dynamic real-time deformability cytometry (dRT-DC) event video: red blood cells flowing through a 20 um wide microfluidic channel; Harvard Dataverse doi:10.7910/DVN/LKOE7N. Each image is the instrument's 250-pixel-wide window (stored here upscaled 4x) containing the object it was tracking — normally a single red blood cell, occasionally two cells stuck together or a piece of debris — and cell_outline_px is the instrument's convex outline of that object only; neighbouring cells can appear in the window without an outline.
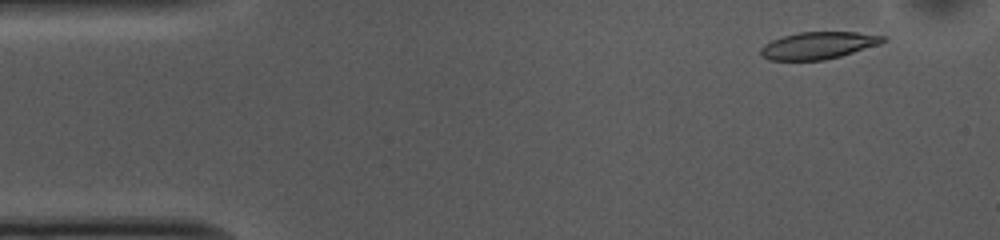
{"species": "common noctule bat (a hibernating species)", "species_latin": "Nyctalus noctula", "temperature_condition": "cold", "stored_images_in_passage": 53, "camera_frame_rate_fps": 3000, "um_per_image_px": 0.085, "animal": {"sex": "female", "body_mass_g": 10.0, "forearm_length_mm": 53.1}, "frame": {"image": 1, "passage_image": 4, "time_ms": 1.0, "image_size_px": [1000, 240], "cell_outline_px": [[888, 40], [880, 44], [840, 56], [824, 60], [768, 60], [760, 52], [760, 48], [764, 44], [772, 40], [784, 36], [800, 32], [856, 32], [884, 36]], "centroid_in_image_um": [69.56, 3.86], "position_along_channel_um": 15.4, "area_um2": 19.19}}
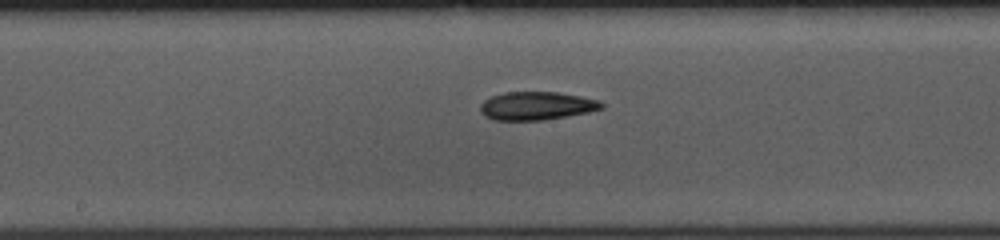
{"frame": {"image": 2, "passage_image": 26, "time_ms": 8.333, "image_size_px": [1000, 240], "cell_outline_px": [[604, 108], [588, 112], [544, 120], [492, 120], [484, 116], [480, 112], [480, 104], [484, 100], [492, 96], [504, 92], [556, 92], [580, 96], [600, 100], [604, 104]], "centroid_in_image_um": [45.59, 9.0], "position_along_channel_um": 202.6, "area_um2": 20.06}}
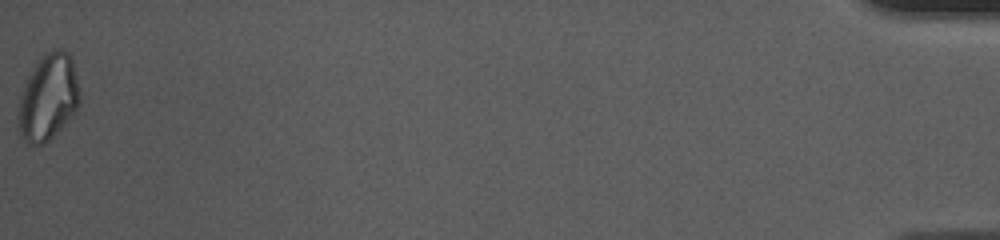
{"frame": {"image": 3, "passage_image": 53, "time_ms": 17.333, "image_size_px": [1000, 240], "cell_outline_px": [[80, 104], [76, 112], [44, 144], [28, 144], [20, 136], [20, 96], [24, 84], [32, 68], [40, 56], [56, 48], [60, 48], [68, 52], [72, 60], [80, 88]], "centroid_in_image_um": [4.13, 8.24], "position_along_channel_um": 431.1, "area_um2": 30.69}, "authors_computed_cell_mechanics": {"area_um2": 20.3456, "velocity_mm_per_s": 3.6926, "shape_relaxation_time_tau1_ms": 7.9174, "shape_relaxation_time_tau2_ms": 5.2352, "deformation_change_tau1": 0.1845, "deformation_change_tau2": 0.1365}}